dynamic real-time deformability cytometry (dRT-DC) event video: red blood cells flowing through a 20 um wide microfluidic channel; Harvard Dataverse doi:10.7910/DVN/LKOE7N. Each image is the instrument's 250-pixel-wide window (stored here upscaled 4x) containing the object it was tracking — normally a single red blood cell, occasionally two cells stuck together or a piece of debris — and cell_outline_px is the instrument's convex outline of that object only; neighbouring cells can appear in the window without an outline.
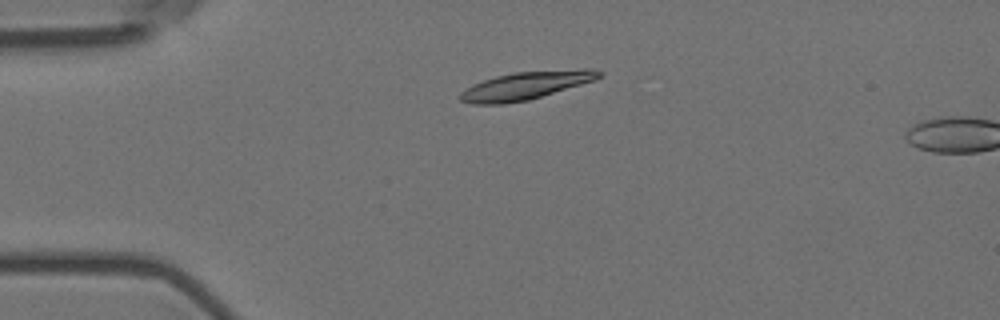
{"species": "Egyptian fruit bat (a non-hibernating species)", "species_latin": "Rousettus aegyptiacus", "temperature_condition": "room temperature", "stored_images_in_passage": 14, "camera_frame_rate_fps": 3000, "um_per_image_px": 0.085, "animal": {"sex": "female"}, "frame": {"image": 1, "passage_image": 12, "time_ms": 3.667, "image_size_px": [1000, 320], "cell_outline_px": [[604, 76], [596, 80], [528, 100], [504, 104], [472, 104], [460, 100], [460, 92], [472, 84], [496, 76], [512, 72], [584, 68], [592, 68], [604, 72]], "centroid_in_image_um": [44.75, 7.25], "position_along_channel_um": 40.3, "area_um2": 22.83}}